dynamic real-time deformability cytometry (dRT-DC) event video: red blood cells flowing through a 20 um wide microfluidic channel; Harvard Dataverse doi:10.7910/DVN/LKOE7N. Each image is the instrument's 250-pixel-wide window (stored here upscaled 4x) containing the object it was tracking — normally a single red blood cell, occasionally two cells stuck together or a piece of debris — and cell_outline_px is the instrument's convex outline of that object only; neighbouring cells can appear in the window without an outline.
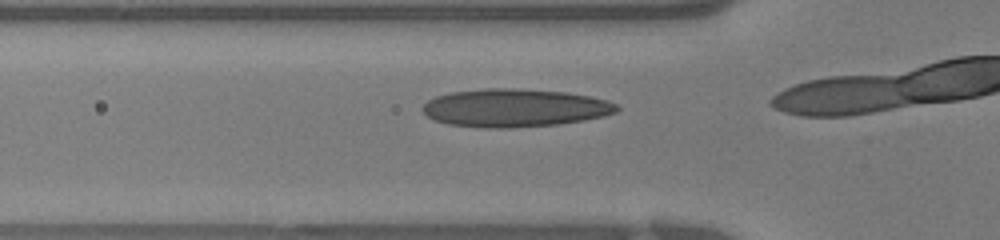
{"species": "human", "species_latin": "Homo sapiens", "temperature_condition": "warm", "stored_images_in_passage": 8, "camera_frame_rate_fps": 3000, "um_per_image_px": 0.085, "donor": {"sex": "female"}, "frame": {"image": 1, "passage_image": 6, "time_ms": 1.667, "image_size_px": [1000, 240], "cell_outline_px": [[620, 108], [616, 112], [604, 116], [584, 120], [556, 124], [508, 128], [484, 128], [448, 124], [436, 120], [428, 116], [420, 108], [428, 100], [436, 96], [452, 92], [488, 88], [512, 88], [564, 92], [588, 96], [604, 100], [616, 104]], "centroid_in_image_um": [43.73, 9.17], "position_along_channel_um": 82.1, "area_um2": 42.77}}